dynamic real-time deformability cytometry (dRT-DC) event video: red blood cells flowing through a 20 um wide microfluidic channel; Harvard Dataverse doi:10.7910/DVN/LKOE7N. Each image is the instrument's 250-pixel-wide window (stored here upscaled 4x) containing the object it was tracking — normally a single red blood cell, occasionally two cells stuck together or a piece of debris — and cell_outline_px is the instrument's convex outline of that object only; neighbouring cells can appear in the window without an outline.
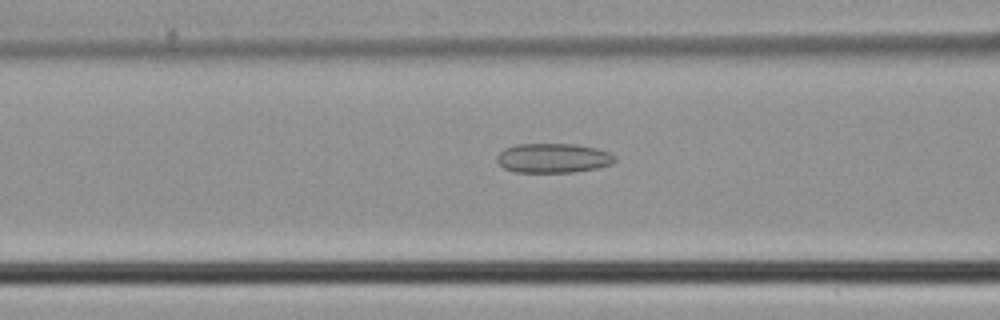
{"species": "common noctule bat (a hibernating species)", "species_latin": "Nyctalus noctula", "temperature_condition": "cold", "stored_images_in_passage": 35, "camera_frame_rate_fps": 3000, "um_per_image_px": 0.085, "animal": {"sex": "male", "body_mass_g": 21.5, "forearm_length_mm": 52.0}, "frame": {"image": 1, "passage_image": 7, "time_ms": 2.0, "image_size_px": [1000, 320], "cell_outline_px": [[616, 160], [612, 164], [596, 168], [572, 172], [516, 172], [504, 168], [496, 160], [496, 156], [504, 148], [516, 144], [572, 144], [596, 148], [608, 152], [616, 156]], "centroid_in_image_um": [47.01, 13.43], "position_along_channel_um": 119.6, "area_um2": 20.23}}
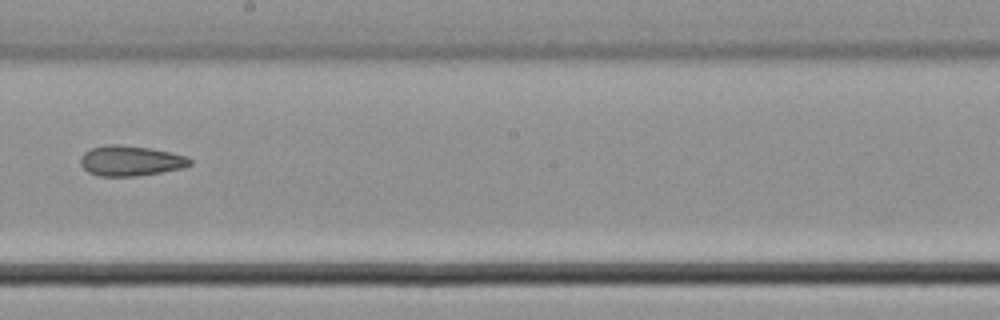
{"frame": {"image": 2, "passage_image": 15, "time_ms": 4.667, "image_size_px": [1000, 320], "cell_outline_px": [[192, 164], [184, 168], [136, 176], [100, 176], [88, 172], [80, 164], [80, 156], [84, 152], [92, 148], [108, 144], [116, 144], [152, 148], [188, 156], [192, 160]], "centroid_in_image_um": [11.11, 13.66], "position_along_channel_um": 237.1, "area_um2": 19.42}}
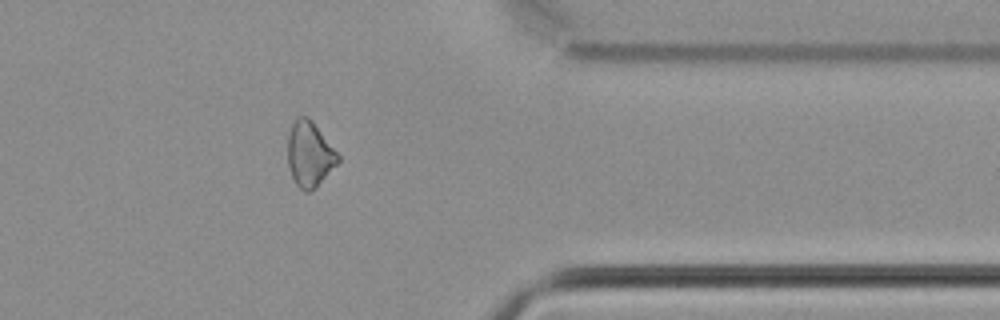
{"frame": {"image": 3, "passage_image": 26, "time_ms": 8.333, "image_size_px": [1000, 320], "cell_outline_px": [[340, 160], [316, 188], [308, 192], [304, 192], [296, 184], [292, 176], [288, 164], [288, 136], [292, 124], [300, 116], [308, 116], [312, 120], [340, 156]], "centroid_in_image_um": [26.32, 13.12], "position_along_channel_um": 385.1, "area_um2": 18.96}}